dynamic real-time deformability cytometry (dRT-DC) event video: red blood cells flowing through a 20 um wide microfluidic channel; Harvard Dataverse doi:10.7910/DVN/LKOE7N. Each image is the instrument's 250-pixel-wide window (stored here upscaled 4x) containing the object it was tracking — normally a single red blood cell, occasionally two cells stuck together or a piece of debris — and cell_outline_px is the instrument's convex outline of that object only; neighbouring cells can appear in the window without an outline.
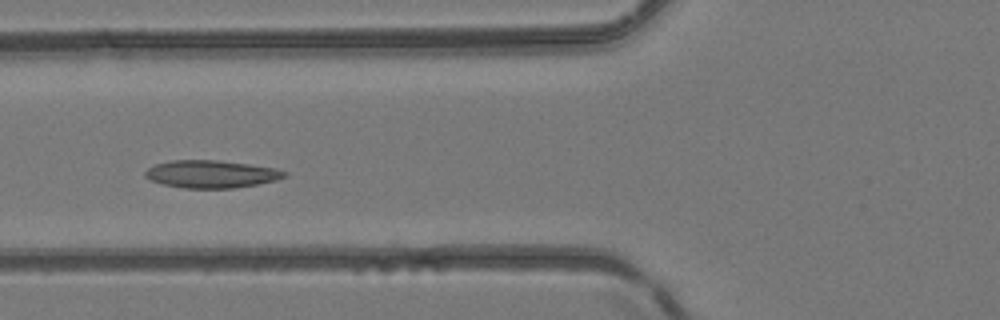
{"species": "common noctule bat (a hibernating species)", "species_latin": "Nyctalus noctula", "temperature_condition": "room temperature", "stored_images_in_passage": 5, "camera_frame_rate_fps": 3000, "um_per_image_px": 0.085, "animal": {"sex": "female", "body_mass_g": 24.6, "forearm_length_mm": 56.2}, "frame": {"image": 1, "passage_image": 4, "time_ms": 3.333, "image_size_px": [1000, 320], "cell_outline_px": [[288, 176], [276, 180], [256, 184], [232, 188], [184, 188], [164, 184], [152, 180], [144, 176], [144, 172], [148, 168], [156, 164], [172, 160], [216, 160], [248, 164], [276, 168], [288, 172]], "centroid_in_image_um": [17.98, 14.79], "position_along_channel_um": 107.8, "area_um2": 22.25}}
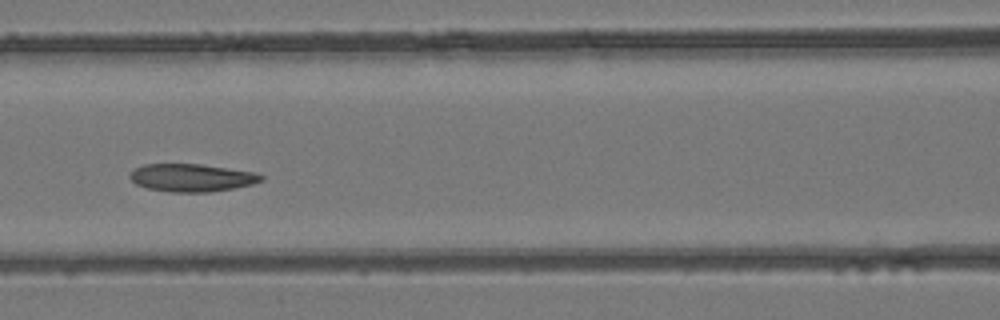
{"frame": {"image": 2, "passage_image": 5, "time_ms": 4.333, "image_size_px": [1000, 320], "cell_outline_px": [[264, 180], [252, 184], [232, 188], [208, 192], [172, 192], [148, 188], [136, 184], [128, 176], [136, 168], [144, 164], [200, 164], [256, 172], [264, 176]], "centroid_in_image_um": [16.32, 15.1], "position_along_channel_um": 150.3, "area_um2": 21.1}}